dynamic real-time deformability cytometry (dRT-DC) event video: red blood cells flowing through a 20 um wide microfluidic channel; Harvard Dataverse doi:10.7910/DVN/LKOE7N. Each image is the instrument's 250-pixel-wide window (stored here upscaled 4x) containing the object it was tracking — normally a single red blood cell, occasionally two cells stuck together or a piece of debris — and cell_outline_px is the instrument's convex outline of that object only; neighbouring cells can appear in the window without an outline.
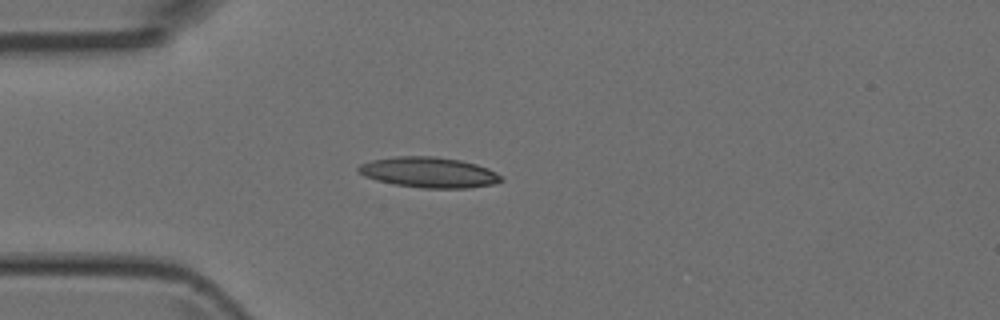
{"species": "Egyptian fruit bat (a non-hibernating species)", "species_latin": "Rousettus aegyptiacus", "temperature_condition": "room temperature", "stored_images_in_passage": 2, "camera_frame_rate_fps": 3000, "um_per_image_px": 0.085, "animal": {"sex": "female"}, "frame": {"image": 1, "passage_image": 1, "time_ms": 0.0, "image_size_px": [1000, 320], "cell_outline_px": [[504, 180], [492, 184], [468, 188], [420, 188], [396, 184], [376, 180], [364, 176], [356, 168], [360, 164], [372, 160], [396, 156], [432, 156], [460, 160], [476, 164], [488, 168], [496, 172]], "centroid_in_image_um": [36.45, 14.65], "position_along_channel_um": 48.5, "area_um2": 25.26}}